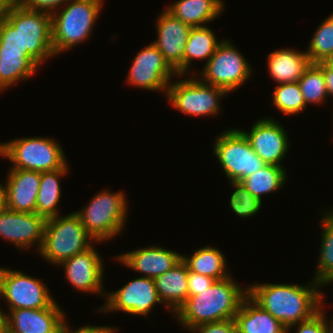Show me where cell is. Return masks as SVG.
I'll return each mask as SVG.
<instances>
[{"label":"cell","mask_w":333,"mask_h":333,"mask_svg":"<svg viewBox=\"0 0 333 333\" xmlns=\"http://www.w3.org/2000/svg\"><path fill=\"white\" fill-rule=\"evenodd\" d=\"M320 285L312 280L306 285L265 283L248 286V295L279 320L287 333L293 325L310 319L320 308Z\"/></svg>","instance_id":"6da1fadb"},{"label":"cell","mask_w":333,"mask_h":333,"mask_svg":"<svg viewBox=\"0 0 333 333\" xmlns=\"http://www.w3.org/2000/svg\"><path fill=\"white\" fill-rule=\"evenodd\" d=\"M247 295L248 287L243 289L229 276L215 281L201 294L188 297L174 318L187 330L204 323L234 319Z\"/></svg>","instance_id":"7a4b0ae2"},{"label":"cell","mask_w":333,"mask_h":333,"mask_svg":"<svg viewBox=\"0 0 333 333\" xmlns=\"http://www.w3.org/2000/svg\"><path fill=\"white\" fill-rule=\"evenodd\" d=\"M103 3V0H68L60 12L56 10L51 13L55 56L85 42L91 36Z\"/></svg>","instance_id":"3957f363"},{"label":"cell","mask_w":333,"mask_h":333,"mask_svg":"<svg viewBox=\"0 0 333 333\" xmlns=\"http://www.w3.org/2000/svg\"><path fill=\"white\" fill-rule=\"evenodd\" d=\"M92 241L95 242L79 216L72 212L46 220L43 242L38 252L44 260L59 266L65 260L90 248Z\"/></svg>","instance_id":"277c9868"},{"label":"cell","mask_w":333,"mask_h":333,"mask_svg":"<svg viewBox=\"0 0 333 333\" xmlns=\"http://www.w3.org/2000/svg\"><path fill=\"white\" fill-rule=\"evenodd\" d=\"M82 210L74 211L95 243L122 233L128 215L124 192L99 191Z\"/></svg>","instance_id":"5b68a950"},{"label":"cell","mask_w":333,"mask_h":333,"mask_svg":"<svg viewBox=\"0 0 333 333\" xmlns=\"http://www.w3.org/2000/svg\"><path fill=\"white\" fill-rule=\"evenodd\" d=\"M0 156L12 163L10 168L38 172L61 169L68 163L59 142L47 137H22L0 143Z\"/></svg>","instance_id":"8992f818"},{"label":"cell","mask_w":333,"mask_h":333,"mask_svg":"<svg viewBox=\"0 0 333 333\" xmlns=\"http://www.w3.org/2000/svg\"><path fill=\"white\" fill-rule=\"evenodd\" d=\"M214 140L213 153L230 182H240L266 165L238 128H228Z\"/></svg>","instance_id":"52a82bcc"},{"label":"cell","mask_w":333,"mask_h":333,"mask_svg":"<svg viewBox=\"0 0 333 333\" xmlns=\"http://www.w3.org/2000/svg\"><path fill=\"white\" fill-rule=\"evenodd\" d=\"M19 29L23 48L40 64L55 57L52 47L51 13L25 8L14 2L5 17Z\"/></svg>","instance_id":"ba28073f"},{"label":"cell","mask_w":333,"mask_h":333,"mask_svg":"<svg viewBox=\"0 0 333 333\" xmlns=\"http://www.w3.org/2000/svg\"><path fill=\"white\" fill-rule=\"evenodd\" d=\"M251 65L230 40H221L214 54L205 62L198 78L209 85L226 90L229 94L251 77Z\"/></svg>","instance_id":"9c48e42d"},{"label":"cell","mask_w":333,"mask_h":333,"mask_svg":"<svg viewBox=\"0 0 333 333\" xmlns=\"http://www.w3.org/2000/svg\"><path fill=\"white\" fill-rule=\"evenodd\" d=\"M226 95L228 92L223 88L204 83L197 76L170 83L166 92L172 107L186 115L199 117L218 115L221 110L219 101Z\"/></svg>","instance_id":"30bf717a"},{"label":"cell","mask_w":333,"mask_h":333,"mask_svg":"<svg viewBox=\"0 0 333 333\" xmlns=\"http://www.w3.org/2000/svg\"><path fill=\"white\" fill-rule=\"evenodd\" d=\"M5 298L8 309H42L54 302L48 287L41 279L20 271L0 267V299Z\"/></svg>","instance_id":"8fae6325"},{"label":"cell","mask_w":333,"mask_h":333,"mask_svg":"<svg viewBox=\"0 0 333 333\" xmlns=\"http://www.w3.org/2000/svg\"><path fill=\"white\" fill-rule=\"evenodd\" d=\"M105 304L98 310L104 313L122 311L148 317L156 304L162 301L158 296L155 281L152 278L137 277L115 292H107Z\"/></svg>","instance_id":"7c38bea8"},{"label":"cell","mask_w":333,"mask_h":333,"mask_svg":"<svg viewBox=\"0 0 333 333\" xmlns=\"http://www.w3.org/2000/svg\"><path fill=\"white\" fill-rule=\"evenodd\" d=\"M173 75H177L176 72L152 42L134 57L126 80L133 87L154 92L164 91L166 95Z\"/></svg>","instance_id":"4fadbf2b"},{"label":"cell","mask_w":333,"mask_h":333,"mask_svg":"<svg viewBox=\"0 0 333 333\" xmlns=\"http://www.w3.org/2000/svg\"><path fill=\"white\" fill-rule=\"evenodd\" d=\"M279 122L274 118H261L253 124L249 132L240 129L255 153L267 164L283 166L290 147L288 136Z\"/></svg>","instance_id":"5bb4252c"},{"label":"cell","mask_w":333,"mask_h":333,"mask_svg":"<svg viewBox=\"0 0 333 333\" xmlns=\"http://www.w3.org/2000/svg\"><path fill=\"white\" fill-rule=\"evenodd\" d=\"M46 219L37 213L15 212L6 209L0 212V237L11 242L20 251L32 245L40 250Z\"/></svg>","instance_id":"9a60e30c"},{"label":"cell","mask_w":333,"mask_h":333,"mask_svg":"<svg viewBox=\"0 0 333 333\" xmlns=\"http://www.w3.org/2000/svg\"><path fill=\"white\" fill-rule=\"evenodd\" d=\"M103 265V260L93 245L60 264L65 277L76 290L104 295L106 298L107 292L102 288Z\"/></svg>","instance_id":"2e32d148"},{"label":"cell","mask_w":333,"mask_h":333,"mask_svg":"<svg viewBox=\"0 0 333 333\" xmlns=\"http://www.w3.org/2000/svg\"><path fill=\"white\" fill-rule=\"evenodd\" d=\"M157 18V40L153 44L162 53L164 60L176 72L183 76V56L191 26L174 17L166 9Z\"/></svg>","instance_id":"e0dca14e"},{"label":"cell","mask_w":333,"mask_h":333,"mask_svg":"<svg viewBox=\"0 0 333 333\" xmlns=\"http://www.w3.org/2000/svg\"><path fill=\"white\" fill-rule=\"evenodd\" d=\"M117 261L143 277L155 279L172 269L182 260V254L159 245L128 251L116 257Z\"/></svg>","instance_id":"ac0fdd59"},{"label":"cell","mask_w":333,"mask_h":333,"mask_svg":"<svg viewBox=\"0 0 333 333\" xmlns=\"http://www.w3.org/2000/svg\"><path fill=\"white\" fill-rule=\"evenodd\" d=\"M63 311L55 301L47 308L10 310L4 321L15 333H57L66 318Z\"/></svg>","instance_id":"d6986e66"},{"label":"cell","mask_w":333,"mask_h":333,"mask_svg":"<svg viewBox=\"0 0 333 333\" xmlns=\"http://www.w3.org/2000/svg\"><path fill=\"white\" fill-rule=\"evenodd\" d=\"M5 181L8 209L15 212L36 213L40 172L9 168Z\"/></svg>","instance_id":"ffe728a7"},{"label":"cell","mask_w":333,"mask_h":333,"mask_svg":"<svg viewBox=\"0 0 333 333\" xmlns=\"http://www.w3.org/2000/svg\"><path fill=\"white\" fill-rule=\"evenodd\" d=\"M158 296L175 314L188 298V267L181 260L172 269L154 279Z\"/></svg>","instance_id":"44dd1931"},{"label":"cell","mask_w":333,"mask_h":333,"mask_svg":"<svg viewBox=\"0 0 333 333\" xmlns=\"http://www.w3.org/2000/svg\"><path fill=\"white\" fill-rule=\"evenodd\" d=\"M234 320L237 333H287V328L249 295L242 301Z\"/></svg>","instance_id":"7402d4cb"},{"label":"cell","mask_w":333,"mask_h":333,"mask_svg":"<svg viewBox=\"0 0 333 333\" xmlns=\"http://www.w3.org/2000/svg\"><path fill=\"white\" fill-rule=\"evenodd\" d=\"M267 58L269 74L278 85L297 82L311 63L306 51L291 48L273 51Z\"/></svg>","instance_id":"603a6c76"},{"label":"cell","mask_w":333,"mask_h":333,"mask_svg":"<svg viewBox=\"0 0 333 333\" xmlns=\"http://www.w3.org/2000/svg\"><path fill=\"white\" fill-rule=\"evenodd\" d=\"M223 0H178L165 9L191 27H201L222 14Z\"/></svg>","instance_id":"cb8c5ba5"},{"label":"cell","mask_w":333,"mask_h":333,"mask_svg":"<svg viewBox=\"0 0 333 333\" xmlns=\"http://www.w3.org/2000/svg\"><path fill=\"white\" fill-rule=\"evenodd\" d=\"M182 261L187 265L188 271L211 277L216 281L230 276L224 253L210 245L198 248L192 255L183 254Z\"/></svg>","instance_id":"d4e9b609"},{"label":"cell","mask_w":333,"mask_h":333,"mask_svg":"<svg viewBox=\"0 0 333 333\" xmlns=\"http://www.w3.org/2000/svg\"><path fill=\"white\" fill-rule=\"evenodd\" d=\"M68 163L61 169L40 172V184L36 200V213L46 220L59 215L58 203L61 199L60 177L68 173Z\"/></svg>","instance_id":"484cf974"},{"label":"cell","mask_w":333,"mask_h":333,"mask_svg":"<svg viewBox=\"0 0 333 333\" xmlns=\"http://www.w3.org/2000/svg\"><path fill=\"white\" fill-rule=\"evenodd\" d=\"M220 42L211 28L206 26L192 27L184 50L183 75L185 76L189 72L194 59H207V62Z\"/></svg>","instance_id":"4316f807"},{"label":"cell","mask_w":333,"mask_h":333,"mask_svg":"<svg viewBox=\"0 0 333 333\" xmlns=\"http://www.w3.org/2000/svg\"><path fill=\"white\" fill-rule=\"evenodd\" d=\"M287 175L284 166L266 164L262 169L242 179L240 183L262 202L264 195L278 191L283 187Z\"/></svg>","instance_id":"83f0119b"},{"label":"cell","mask_w":333,"mask_h":333,"mask_svg":"<svg viewBox=\"0 0 333 333\" xmlns=\"http://www.w3.org/2000/svg\"><path fill=\"white\" fill-rule=\"evenodd\" d=\"M40 66L33 57L0 55V93L19 81L26 82Z\"/></svg>","instance_id":"f1b7e54d"},{"label":"cell","mask_w":333,"mask_h":333,"mask_svg":"<svg viewBox=\"0 0 333 333\" xmlns=\"http://www.w3.org/2000/svg\"><path fill=\"white\" fill-rule=\"evenodd\" d=\"M321 218V245L313 280L319 285L333 275V210L325 211Z\"/></svg>","instance_id":"f546056e"},{"label":"cell","mask_w":333,"mask_h":333,"mask_svg":"<svg viewBox=\"0 0 333 333\" xmlns=\"http://www.w3.org/2000/svg\"><path fill=\"white\" fill-rule=\"evenodd\" d=\"M306 105H320L328 97L326 83L322 69L316 63L304 70L302 77L298 80Z\"/></svg>","instance_id":"4dcf8cb0"},{"label":"cell","mask_w":333,"mask_h":333,"mask_svg":"<svg viewBox=\"0 0 333 333\" xmlns=\"http://www.w3.org/2000/svg\"><path fill=\"white\" fill-rule=\"evenodd\" d=\"M332 53L333 13L316 28L306 50L311 63L325 62Z\"/></svg>","instance_id":"1f68e13d"},{"label":"cell","mask_w":333,"mask_h":333,"mask_svg":"<svg viewBox=\"0 0 333 333\" xmlns=\"http://www.w3.org/2000/svg\"><path fill=\"white\" fill-rule=\"evenodd\" d=\"M272 99L273 106L284 115H297L307 107L298 81L277 85Z\"/></svg>","instance_id":"d6a6232c"},{"label":"cell","mask_w":333,"mask_h":333,"mask_svg":"<svg viewBox=\"0 0 333 333\" xmlns=\"http://www.w3.org/2000/svg\"><path fill=\"white\" fill-rule=\"evenodd\" d=\"M234 191L230 197V207L235 215L240 218H250L256 215L261 207L262 202L254 197L240 182H230Z\"/></svg>","instance_id":"836d02e7"},{"label":"cell","mask_w":333,"mask_h":333,"mask_svg":"<svg viewBox=\"0 0 333 333\" xmlns=\"http://www.w3.org/2000/svg\"><path fill=\"white\" fill-rule=\"evenodd\" d=\"M0 55L32 57L22 46L19 29L6 18L0 21Z\"/></svg>","instance_id":"e575fe53"},{"label":"cell","mask_w":333,"mask_h":333,"mask_svg":"<svg viewBox=\"0 0 333 333\" xmlns=\"http://www.w3.org/2000/svg\"><path fill=\"white\" fill-rule=\"evenodd\" d=\"M323 299L324 293L320 292V308L319 311L314 314L310 319L299 322L296 325H293L295 328L297 327L296 333H327L325 320H324V310H323Z\"/></svg>","instance_id":"d590c367"},{"label":"cell","mask_w":333,"mask_h":333,"mask_svg":"<svg viewBox=\"0 0 333 333\" xmlns=\"http://www.w3.org/2000/svg\"><path fill=\"white\" fill-rule=\"evenodd\" d=\"M190 331L194 333H237V325L234 319L220 322H211L198 325Z\"/></svg>","instance_id":"8d00e7d4"},{"label":"cell","mask_w":333,"mask_h":333,"mask_svg":"<svg viewBox=\"0 0 333 333\" xmlns=\"http://www.w3.org/2000/svg\"><path fill=\"white\" fill-rule=\"evenodd\" d=\"M215 279L188 271V297L201 294L215 283Z\"/></svg>","instance_id":"74e56055"},{"label":"cell","mask_w":333,"mask_h":333,"mask_svg":"<svg viewBox=\"0 0 333 333\" xmlns=\"http://www.w3.org/2000/svg\"><path fill=\"white\" fill-rule=\"evenodd\" d=\"M67 1L68 0H16V2L25 8L48 13H53L59 10L58 8L61 9Z\"/></svg>","instance_id":"f35d334b"},{"label":"cell","mask_w":333,"mask_h":333,"mask_svg":"<svg viewBox=\"0 0 333 333\" xmlns=\"http://www.w3.org/2000/svg\"><path fill=\"white\" fill-rule=\"evenodd\" d=\"M117 329L109 326H83L75 331L68 327L66 320L61 324L57 333H116Z\"/></svg>","instance_id":"ab89813d"},{"label":"cell","mask_w":333,"mask_h":333,"mask_svg":"<svg viewBox=\"0 0 333 333\" xmlns=\"http://www.w3.org/2000/svg\"><path fill=\"white\" fill-rule=\"evenodd\" d=\"M323 71L328 97H333V67L325 62L316 63Z\"/></svg>","instance_id":"60d3db41"},{"label":"cell","mask_w":333,"mask_h":333,"mask_svg":"<svg viewBox=\"0 0 333 333\" xmlns=\"http://www.w3.org/2000/svg\"><path fill=\"white\" fill-rule=\"evenodd\" d=\"M15 1L16 0H0V21L2 19H5L7 13L9 12L11 5Z\"/></svg>","instance_id":"b9f144b4"},{"label":"cell","mask_w":333,"mask_h":333,"mask_svg":"<svg viewBox=\"0 0 333 333\" xmlns=\"http://www.w3.org/2000/svg\"><path fill=\"white\" fill-rule=\"evenodd\" d=\"M7 206V188L6 184L3 186V183H0V212L6 210Z\"/></svg>","instance_id":"7bdbcfd3"},{"label":"cell","mask_w":333,"mask_h":333,"mask_svg":"<svg viewBox=\"0 0 333 333\" xmlns=\"http://www.w3.org/2000/svg\"><path fill=\"white\" fill-rule=\"evenodd\" d=\"M325 314L326 313H324V320H325L326 332L327 333H333V319H330L328 321V318H326Z\"/></svg>","instance_id":"ee69618b"},{"label":"cell","mask_w":333,"mask_h":333,"mask_svg":"<svg viewBox=\"0 0 333 333\" xmlns=\"http://www.w3.org/2000/svg\"><path fill=\"white\" fill-rule=\"evenodd\" d=\"M0 333H15L9 325L4 321L0 326Z\"/></svg>","instance_id":"f6af8a7d"},{"label":"cell","mask_w":333,"mask_h":333,"mask_svg":"<svg viewBox=\"0 0 333 333\" xmlns=\"http://www.w3.org/2000/svg\"><path fill=\"white\" fill-rule=\"evenodd\" d=\"M331 284V283H333V275L332 276H330L328 279H326V280H324L322 283H321V287H323V286H325V284Z\"/></svg>","instance_id":"bcb514c9"},{"label":"cell","mask_w":333,"mask_h":333,"mask_svg":"<svg viewBox=\"0 0 333 333\" xmlns=\"http://www.w3.org/2000/svg\"><path fill=\"white\" fill-rule=\"evenodd\" d=\"M325 63L333 67V53L328 57Z\"/></svg>","instance_id":"7dc6e473"},{"label":"cell","mask_w":333,"mask_h":333,"mask_svg":"<svg viewBox=\"0 0 333 333\" xmlns=\"http://www.w3.org/2000/svg\"><path fill=\"white\" fill-rule=\"evenodd\" d=\"M4 312H5V311H2V310L0 309V326H1V324L4 322Z\"/></svg>","instance_id":"c3c4849f"}]
</instances>
